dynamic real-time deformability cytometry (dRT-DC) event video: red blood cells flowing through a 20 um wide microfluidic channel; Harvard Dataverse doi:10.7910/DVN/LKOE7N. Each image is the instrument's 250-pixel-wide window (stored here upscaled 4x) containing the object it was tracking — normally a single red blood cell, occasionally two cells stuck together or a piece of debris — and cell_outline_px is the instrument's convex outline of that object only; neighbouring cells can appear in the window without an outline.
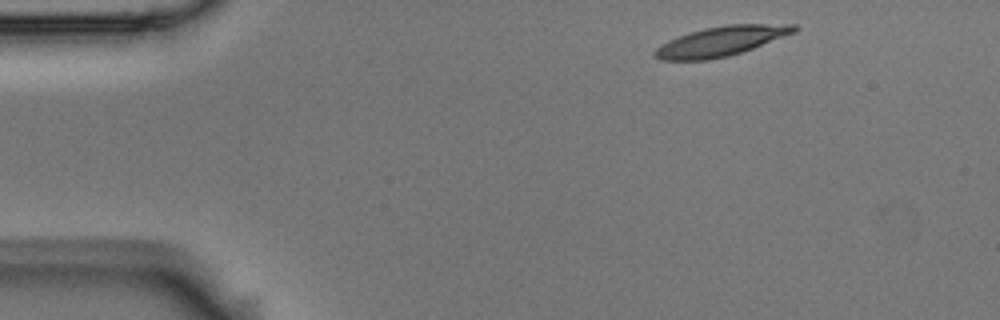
{"species": "Egyptian fruit bat (a non-hibernating species)", "species_latin": "Rousettus aegyptiacus", "temperature_condition": "room temperature", "stored_images_in_passage": 4, "camera_frame_rate_fps": 3000, "um_per_image_px": 0.085, "animal": {"sex": "male"}, "frame": {"image": 1, "passage_image": 1, "time_ms": 0.0, "image_size_px": [1000, 320], "cell_outline_px": [[800, 28], [796, 32], [752, 48], [728, 56], [708, 60], [660, 60], [652, 56], [652, 52], [656, 48], [668, 40], [704, 28], [728, 24], [796, 24]], "centroid_in_image_um": [61.29, 3.5], "position_along_channel_um": 23.7, "area_um2": 23.99}}
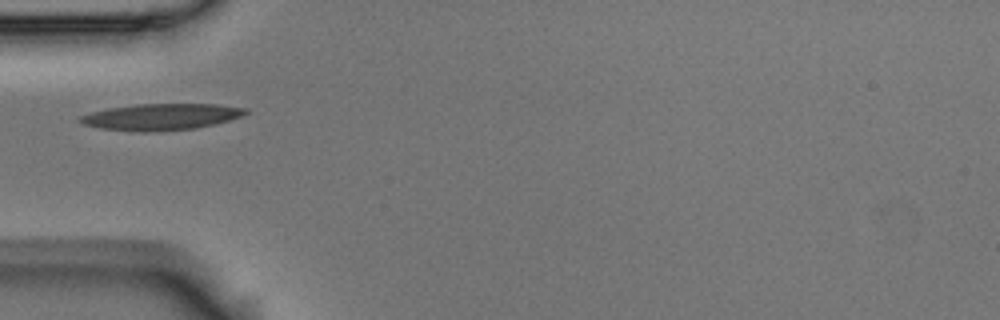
{"frame": {"image": 2, "passage_image": 4, "time_ms": 1.0, "image_size_px": [1000, 320], "cell_outline_px": [[248, 112], [240, 116], [216, 124], [196, 128], [148, 132], [132, 132], [96, 128], [84, 124], [76, 120], [76, 116], [108, 108], [136, 104], [216, 104], [248, 108]], "centroid_in_image_um": [13.62, 9.94], "position_along_channel_um": 71.4, "area_um2": 25.78}}